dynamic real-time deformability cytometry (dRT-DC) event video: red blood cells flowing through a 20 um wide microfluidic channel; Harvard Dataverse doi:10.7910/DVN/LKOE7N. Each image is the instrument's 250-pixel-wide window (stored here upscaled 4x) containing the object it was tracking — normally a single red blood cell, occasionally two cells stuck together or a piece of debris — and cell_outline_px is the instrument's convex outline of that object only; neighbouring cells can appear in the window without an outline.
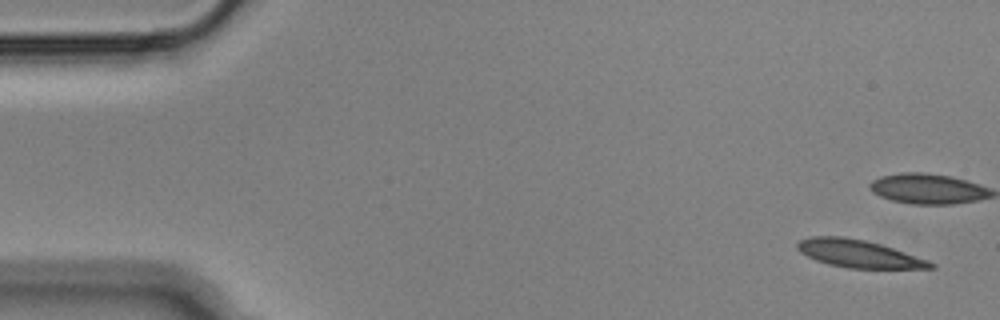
{"species": "Egyptian fruit bat (a non-hibernating species)", "species_latin": "Rousettus aegyptiacus", "temperature_condition": "cold", "stored_images_in_passage": 8, "camera_frame_rate_fps": 3000, "um_per_image_px": 0.085, "animal": {"sex": "male"}, "frame": {"image": 1, "passage_image": 1, "time_ms": 0.0, "image_size_px": [1000, 320], "cell_outline_px": [[936, 268], [848, 268], [828, 264], [816, 260], [800, 252], [796, 248], [796, 244], [800, 240], [812, 236], [844, 236], [864, 240], [880, 244], [928, 260], [936, 264]], "centroid_in_image_um": [72.96, 21.56], "position_along_channel_um": 12.0, "area_um2": 21.27}}
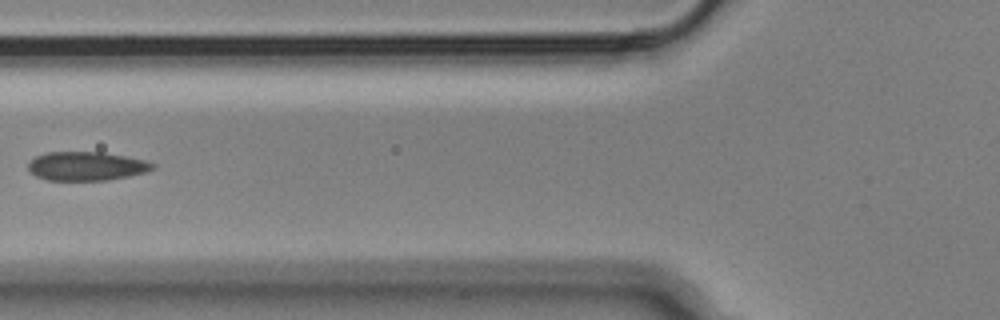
{"frame": {"image": 2, "passage_image": 7, "time_ms": 2.0, "image_size_px": [1000, 320], "cell_outline_px": [[156, 168], [144, 172], [128, 176], [108, 180], [48, 180], [36, 176], [28, 172], [28, 164], [36, 156], [48, 152], [100, 152], [124, 156], [144, 160], [156, 164]], "centroid_in_image_um": [7.33, 14.12], "position_along_channel_um": 118.5, "area_um2": 20.81}}
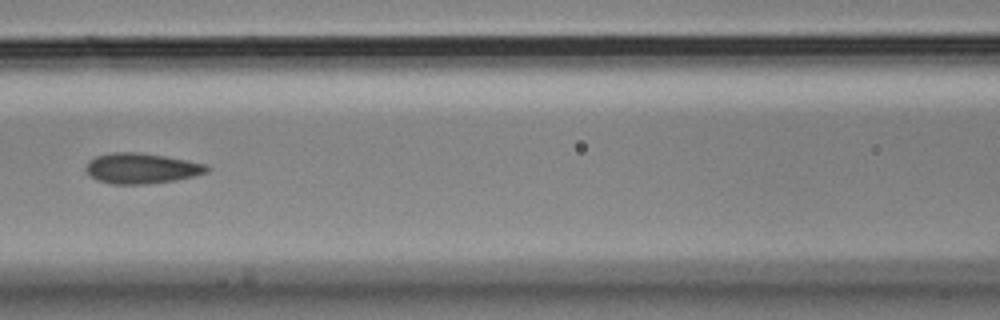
{"frame": {"image": 3, "passage_image": 8, "time_ms": 2.333, "image_size_px": [1000, 320], "cell_outline_px": [[212, 168], [208, 172], [176, 180], [148, 184], [112, 184], [96, 180], [84, 168], [88, 160], [96, 156], [112, 152], [136, 152], [164, 156], [208, 164]], "centroid_in_image_um": [12.03, 14.31], "position_along_channel_um": 154.6, "area_um2": 21.56}}